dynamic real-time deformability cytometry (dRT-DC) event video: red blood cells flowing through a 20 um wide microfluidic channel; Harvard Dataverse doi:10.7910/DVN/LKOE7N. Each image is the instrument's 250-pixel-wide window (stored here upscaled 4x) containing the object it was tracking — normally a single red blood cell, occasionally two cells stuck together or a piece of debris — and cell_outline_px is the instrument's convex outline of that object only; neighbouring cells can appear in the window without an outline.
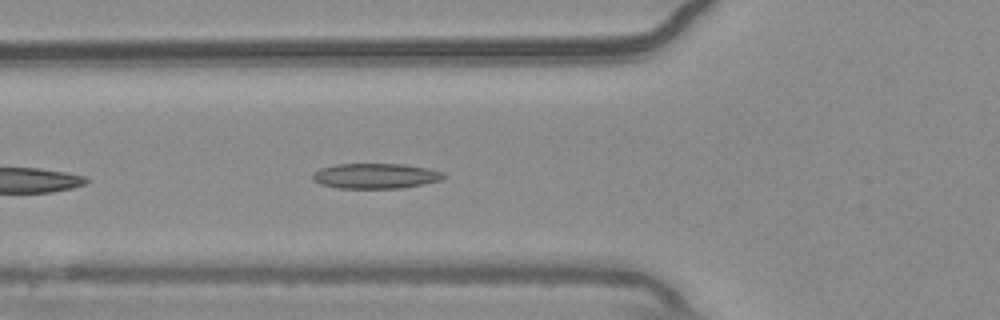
{"species": "common noctule bat (a hibernating species)", "species_latin": "Nyctalus noctula", "temperature_condition": "warm", "stored_images_in_passage": 17, "camera_frame_rate_fps": 3000, "um_per_image_px": 0.085, "animal": {"sex": "male", "body_mass_g": 20.4}, "frame": {"image": 1, "passage_image": 6, "time_ms": 1.667, "image_size_px": [1000, 320], "cell_outline_px": [[444, 180], [424, 184], [400, 188], [336, 188], [320, 184], [312, 180], [312, 176], [320, 168], [336, 164], [404, 164], [428, 168], [444, 172]], "centroid_in_image_um": [31.94, 14.96], "position_along_channel_um": 93.9, "area_um2": 19.36}}